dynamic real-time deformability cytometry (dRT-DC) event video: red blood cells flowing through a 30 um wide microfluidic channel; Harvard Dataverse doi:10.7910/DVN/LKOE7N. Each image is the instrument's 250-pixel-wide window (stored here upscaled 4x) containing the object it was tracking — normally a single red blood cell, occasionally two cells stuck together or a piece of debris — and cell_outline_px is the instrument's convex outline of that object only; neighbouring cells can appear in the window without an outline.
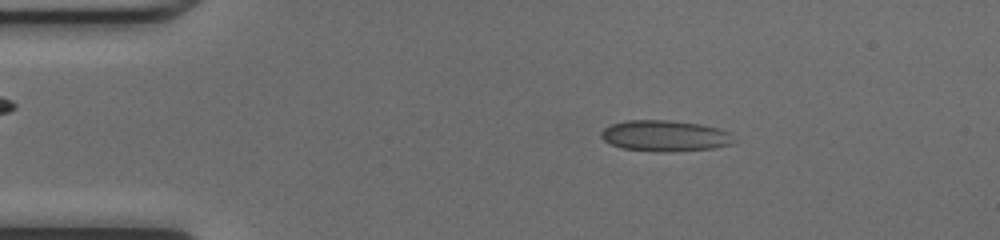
{"species": "common noctule bat (a hibernating species)", "species_latin": "Nyctalus noctula", "temperature_condition": "cold", "stored_images_in_passage": 48, "camera_frame_rate_fps": 3000, "um_per_image_px": 0.085, "animal": {"sex": "female", "body_mass_g": 17.0, "forearm_length_mm": 48.0}, "frame": {"image": 1, "passage_image": 8, "time_ms": 2.333, "image_size_px": [1000, 240], "cell_outline_px": [[736, 140], [732, 144], [712, 148], [664, 152], [656, 152], [620, 148], [604, 140], [600, 136], [600, 132], [604, 128], [612, 124], [628, 120], [668, 120], [700, 124], [720, 128], [732, 132]], "centroid_in_image_um": [56.55, 11.54], "position_along_channel_um": 28.4, "area_um2": 24.22}}
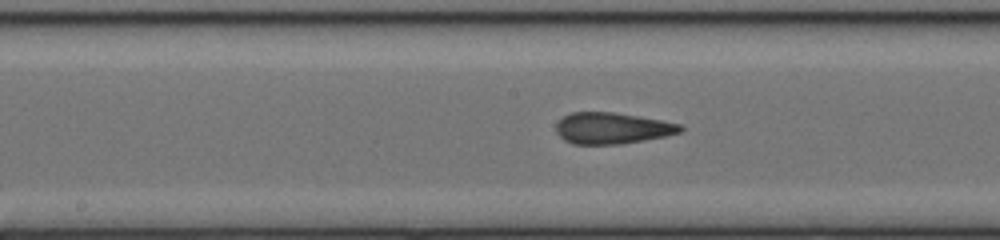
{"frame": {"image": 2, "passage_image": 24, "time_ms": 7.667, "image_size_px": [1000, 240], "cell_outline_px": [[684, 128], [680, 132], [664, 136], [644, 140], [620, 144], [572, 144], [564, 140], [556, 132], [556, 124], [564, 116], [572, 112], [616, 112], [640, 116], [680, 124]], "centroid_in_image_um": [52.01, 10.89], "position_along_channel_um": 196.2, "area_um2": 22.6}}
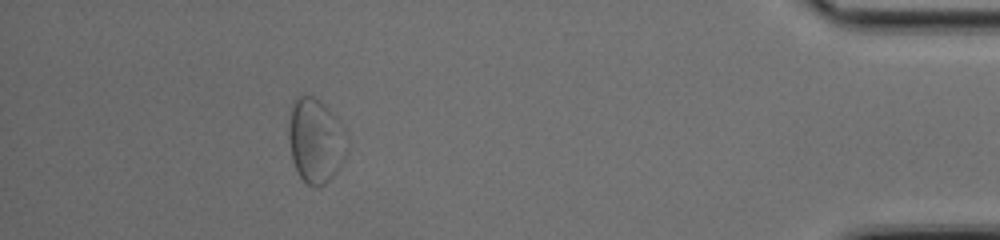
{"frame": {"image": 3, "passage_image": 43, "time_ms": 14.0, "image_size_px": [1000, 240], "cell_outline_px": [[348, 148], [336, 172], [320, 188], [312, 188], [300, 176], [292, 160], [288, 136], [288, 124], [292, 104], [296, 96], [300, 92], [304, 92], [320, 100], [336, 116]], "centroid_in_image_um": [26.77, 11.92], "position_along_channel_um": 408.4, "area_um2": 28.73}, "authors_computed_cell_mechanics": {"area_um2": 23.1489, "velocity_mm_per_s": 4.2568, "shape_relaxation_time_tau1_ms": 8.4118, "shape_relaxation_time_tau2_ms": 0.9824, "deformation_change_tau1": 0.1693, "deformation_change_tau2": 0.0626}}